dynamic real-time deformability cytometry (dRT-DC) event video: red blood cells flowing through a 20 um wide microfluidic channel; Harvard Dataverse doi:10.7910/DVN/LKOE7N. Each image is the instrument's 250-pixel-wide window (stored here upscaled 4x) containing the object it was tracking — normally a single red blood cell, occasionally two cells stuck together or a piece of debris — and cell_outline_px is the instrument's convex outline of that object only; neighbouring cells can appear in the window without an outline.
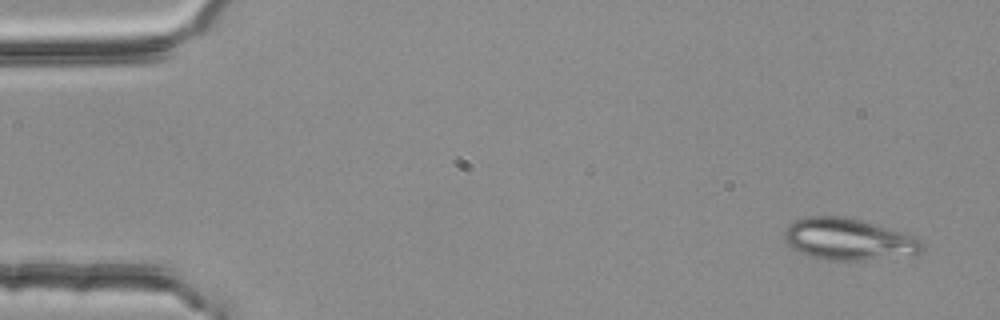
{"species": "common noctule bat (a hibernating species)", "species_latin": "Nyctalus noctula", "temperature_condition": "room temperature", "stored_images_in_passage": 4, "camera_frame_rate_fps": 3000, "um_per_image_px": 0.085, "animal": {"sex": "female", "body_mass_g": 25.1}, "frame": {"image": 1, "passage_image": 1, "time_ms": 0.0, "image_size_px": [1000, 320], "cell_outline_px": [[924, 252], [916, 256], [860, 260], [832, 260], [808, 256], [792, 248], [788, 244], [784, 236], [784, 228], [788, 224], [804, 216], [844, 216], [860, 220], [904, 232], [920, 240], [924, 244]], "centroid_in_image_um": [72.16, 20.34], "position_along_channel_um": 12.8, "area_um2": 33.87}}